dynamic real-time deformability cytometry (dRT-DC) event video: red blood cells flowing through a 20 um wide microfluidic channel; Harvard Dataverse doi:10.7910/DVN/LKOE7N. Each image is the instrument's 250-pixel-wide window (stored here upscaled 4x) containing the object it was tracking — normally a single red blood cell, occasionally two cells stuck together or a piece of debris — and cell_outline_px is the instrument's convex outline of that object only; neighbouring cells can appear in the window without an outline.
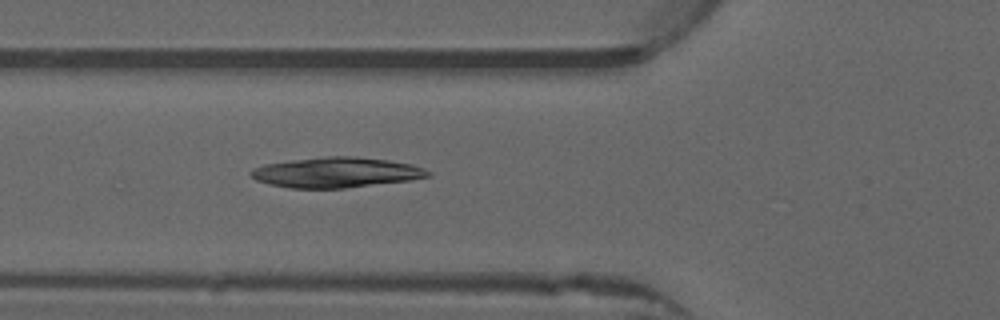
{"species": "common noctule bat (a hibernating species)", "species_latin": "Nyctalus noctula", "temperature_condition": "warm", "stored_images_in_passage": 29, "camera_frame_rate_fps": 3000, "um_per_image_px": 0.085, "animal": {"sex": "male", "forearm_length_mm": 52.5}, "frame": {"image": 1, "passage_image": 19, "time_ms": 6.0, "image_size_px": [1000, 320], "cell_outline_px": [[432, 176], [412, 180], [344, 188], [288, 188], [256, 180], [248, 172], [252, 168], [264, 164], [292, 160], [328, 156], [356, 156], [388, 160], [412, 164], [424, 168], [432, 172]], "centroid_in_image_um": [28.62, 14.65], "position_along_channel_um": 97.2, "area_um2": 31.33}}
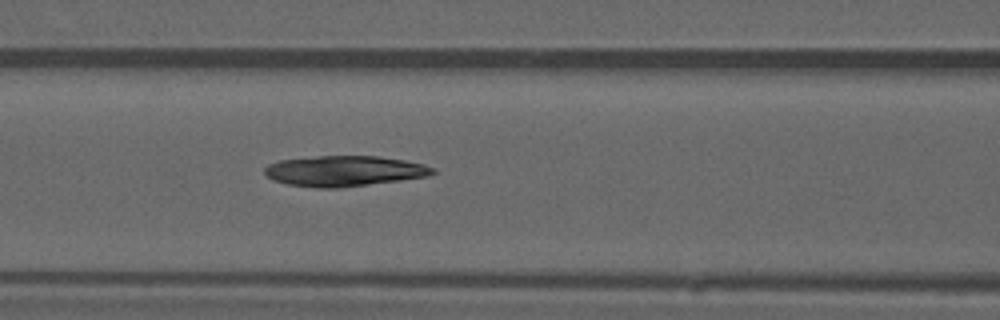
{"frame": {"image": 2, "passage_image": 22, "time_ms": 7.0, "image_size_px": [1000, 320], "cell_outline_px": [[436, 172], [428, 176], [400, 180], [340, 188], [316, 188], [288, 184], [272, 180], [264, 172], [264, 168], [268, 164], [280, 160], [320, 156], [376, 156], [404, 160], [424, 164], [436, 168]], "centroid_in_image_um": [29.27, 14.54], "position_along_channel_um": 137.3, "area_um2": 29.88}}
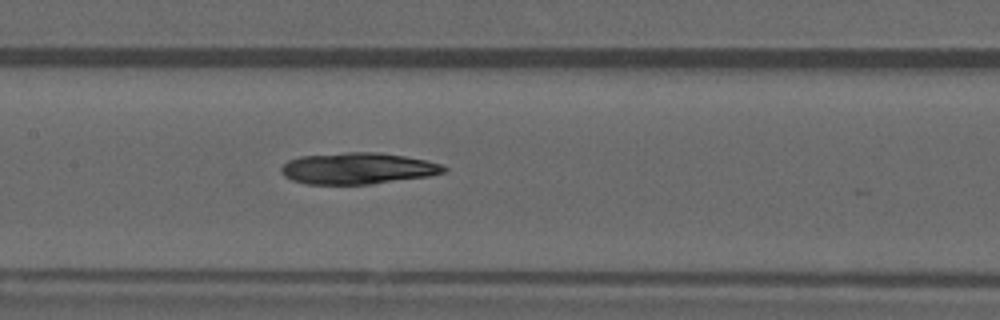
{"frame": {"image": 3, "passage_image": 25, "time_ms": 8.0, "image_size_px": [1000, 320], "cell_outline_px": [[448, 172], [428, 176], [372, 184], [308, 184], [292, 180], [284, 176], [280, 172], [280, 168], [288, 160], [300, 156], [348, 152], [380, 152], [404, 156], [424, 160], [440, 164], [448, 168]], "centroid_in_image_um": [30.4, 14.31], "position_along_channel_um": 177.0, "area_um2": 29.82}}